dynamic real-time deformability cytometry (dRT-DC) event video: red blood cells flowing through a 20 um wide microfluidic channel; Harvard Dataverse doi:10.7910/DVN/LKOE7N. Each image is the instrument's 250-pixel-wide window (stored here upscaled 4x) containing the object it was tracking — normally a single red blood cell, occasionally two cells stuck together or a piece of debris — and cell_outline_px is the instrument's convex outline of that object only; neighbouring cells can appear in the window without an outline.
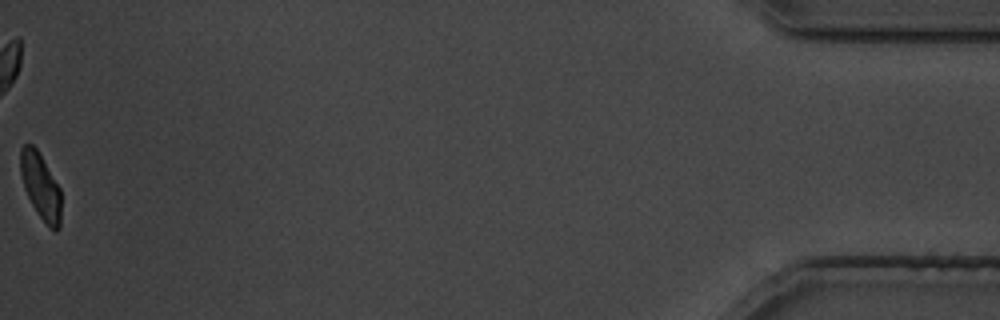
{"species": "common noctule bat (a hibernating species)", "species_latin": "Nyctalus noctula", "temperature_condition": "cold", "stored_images_in_passage": 30, "camera_frame_rate_fps": 3000, "um_per_image_px": 0.085, "animal": {"sex": "male", "body_mass_g": 19.5, "forearm_length_mm": 54.6}, "frame": {"image": 1, "passage_image": 30, "time_ms": 36.0, "image_size_px": [1000, 320], "cell_outline_px": [[60, 228], [56, 232], [48, 228], [32, 204], [24, 188], [20, 172], [20, 148], [24, 144], [32, 144], [36, 148], [60, 188]], "centroid_in_image_um": [3.45, 15.84], "position_along_channel_um": 431.8, "area_um2": 15.55}}